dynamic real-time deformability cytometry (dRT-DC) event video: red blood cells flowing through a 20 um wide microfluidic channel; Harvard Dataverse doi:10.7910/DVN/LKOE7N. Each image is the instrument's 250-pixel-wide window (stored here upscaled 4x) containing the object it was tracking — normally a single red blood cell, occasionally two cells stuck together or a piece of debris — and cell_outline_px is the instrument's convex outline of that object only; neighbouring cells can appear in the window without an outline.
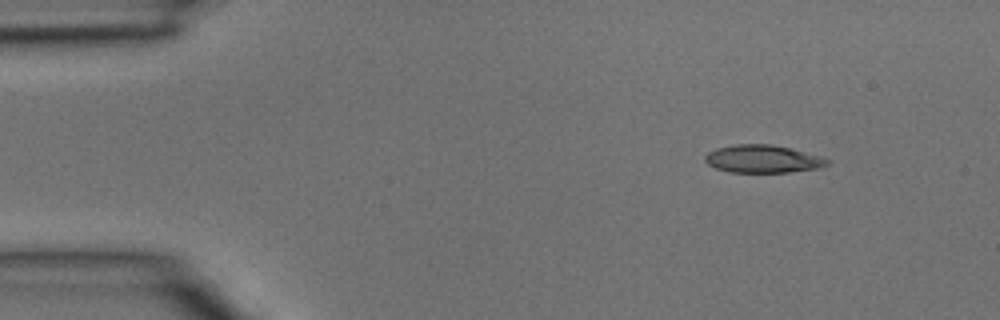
{"species": "common noctule bat (a hibernating species)", "species_latin": "Nyctalus noctula", "temperature_condition": "room temperature", "stored_images_in_passage": 3, "camera_frame_rate_fps": 3000, "um_per_image_px": 0.085, "animal": {"sex": "male", "body_mass_g": 15.6}, "frame": {"image": 1, "passage_image": 1, "time_ms": 0.0, "image_size_px": [1000, 320], "cell_outline_px": [[832, 160], [828, 164], [820, 168], [788, 172], [728, 172], [716, 168], [708, 164], [704, 160], [704, 156], [708, 152], [716, 148], [736, 144], [772, 144], [820, 156]], "centroid_in_image_um": [64.83, 13.51], "position_along_channel_um": 20.2, "area_um2": 19.77}}
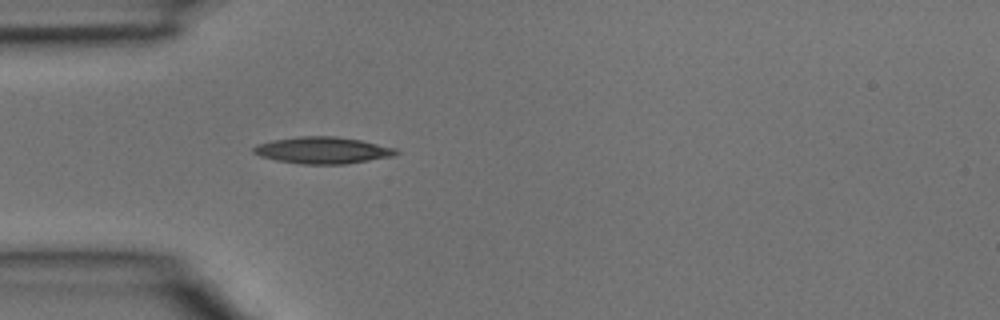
{"frame": {"image": 2, "passage_image": 3, "time_ms": 0.667, "image_size_px": [1000, 320], "cell_outline_px": [[400, 152], [392, 156], [344, 164], [300, 164], [276, 160], [260, 156], [252, 152], [252, 148], [260, 144], [272, 140], [300, 136], [336, 136], [360, 140], [396, 148]], "centroid_in_image_um": [27.42, 12.77], "position_along_channel_um": 57.6, "area_um2": 22.02}}